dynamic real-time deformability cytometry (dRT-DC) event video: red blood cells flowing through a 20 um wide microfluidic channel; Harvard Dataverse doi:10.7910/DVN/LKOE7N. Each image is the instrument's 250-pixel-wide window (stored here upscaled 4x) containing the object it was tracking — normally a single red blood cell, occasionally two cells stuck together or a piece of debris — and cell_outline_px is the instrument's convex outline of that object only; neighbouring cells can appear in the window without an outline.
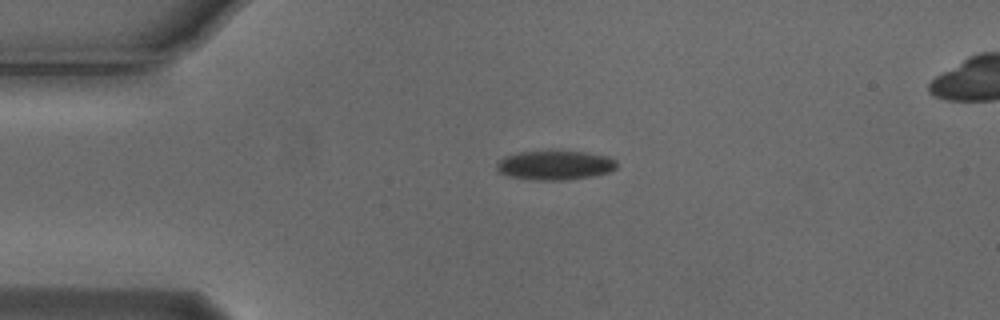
{"species": "Egyptian fruit bat (a non-hibernating species)", "species_latin": "Rousettus aegyptiacus", "temperature_condition": "cold", "stored_images_in_passage": 38, "camera_frame_rate_fps": 3000, "um_per_image_px": 0.085, "animal": {"sex": "male"}, "frame": {"image": 1, "passage_image": 1, "time_ms": 0.0, "image_size_px": [1000, 320], "cell_outline_px": [[616, 168], [608, 172], [592, 176], [564, 180], [536, 180], [508, 176], [496, 172], [496, 164], [504, 156], [520, 152], [556, 148], [584, 152], [608, 156], [616, 160]], "centroid_in_image_um": [47.14, 14.0], "position_along_channel_um": 37.9, "area_um2": 21.21}}
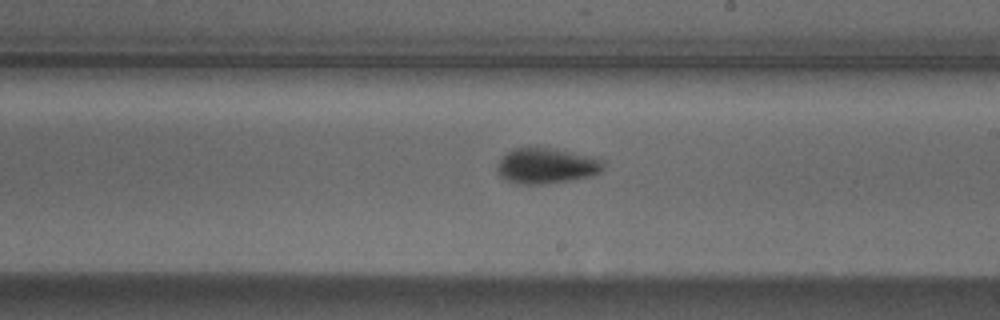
{"frame": {"image": 2, "passage_image": 20, "time_ms": 6.333, "image_size_px": [1000, 320], "cell_outline_px": [[604, 168], [600, 172], [592, 176], [568, 180], [540, 184], [520, 184], [504, 180], [496, 172], [496, 168], [504, 152], [512, 148], [552, 148], [592, 156], [604, 160]], "centroid_in_image_um": [46.42, 14.09], "position_along_channel_um": 242.6, "area_um2": 22.14}}
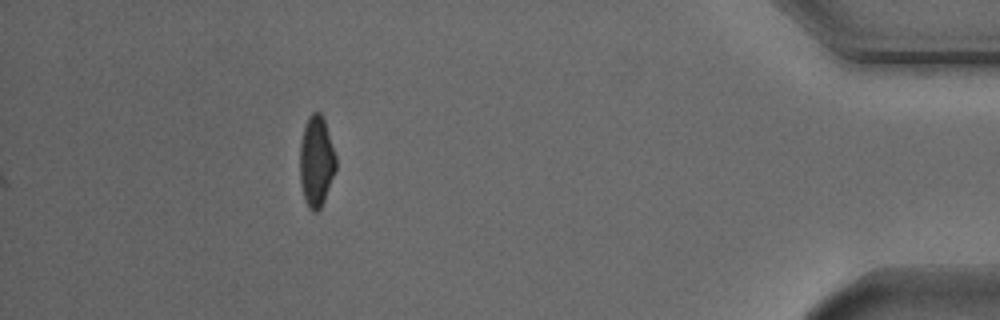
{"frame": {"image": 3, "passage_image": 38, "time_ms": 12.333, "image_size_px": [1000, 320], "cell_outline_px": [[336, 168], [324, 200], [320, 208], [316, 212], [312, 212], [308, 208], [304, 200], [300, 180], [300, 144], [304, 128], [308, 116], [312, 112], [320, 112], [324, 120], [336, 156]], "centroid_in_image_um": [26.87, 13.73], "position_along_channel_um": 408.3, "area_um2": 18.96}, "authors_computed_cell_mechanics": {"area_um2": 20.9236, "velocity_mm_per_s": 3.7163, "shape_relaxation_time_tau1_ms": 3.3341, "shape_relaxation_time_tau2_ms": null, "deformation_change_tau1": 0.1168, "deformation_change_tau2": null}}